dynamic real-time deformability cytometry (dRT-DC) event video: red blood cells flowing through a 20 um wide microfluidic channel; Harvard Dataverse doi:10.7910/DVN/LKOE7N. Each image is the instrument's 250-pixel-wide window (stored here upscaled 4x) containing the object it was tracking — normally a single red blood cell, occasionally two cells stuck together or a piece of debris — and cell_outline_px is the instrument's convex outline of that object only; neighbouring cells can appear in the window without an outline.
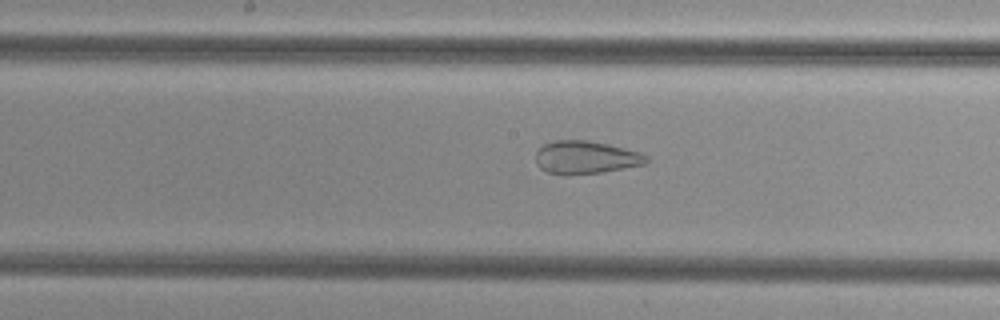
{"species": "common noctule bat (a hibernating species)", "species_latin": "Nyctalus noctula", "temperature_condition": "cold", "stored_images_in_passage": 51, "camera_frame_rate_fps": 3000, "um_per_image_px": 0.085, "animal": {"sex": "female", "body_mass_g": 29.2, "forearm_length_mm": 56.3}, "frame": {"image": 1, "passage_image": 26, "time_ms": 8.333, "image_size_px": [1000, 320], "cell_outline_px": [[648, 160], [644, 164], [600, 172], [568, 176], [564, 176], [548, 172], [540, 168], [536, 164], [536, 152], [544, 144], [556, 140], [588, 140], [608, 144], [640, 152], [648, 156]], "centroid_in_image_um": [49.75, 13.38], "position_along_channel_um": 198.4, "area_um2": 21.27}}
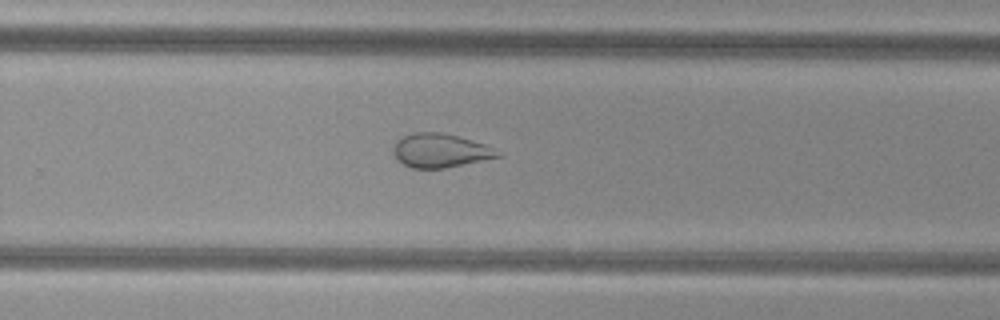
{"frame": {"image": 2, "passage_image": 33, "time_ms": 10.667, "image_size_px": [1000, 320], "cell_outline_px": [[504, 152], [500, 156], [444, 168], [412, 168], [400, 164], [396, 160], [392, 152], [392, 148], [396, 140], [412, 132], [440, 132], [456, 136], [484, 144]], "centroid_in_image_um": [37.36, 12.8], "position_along_channel_um": 292.4, "area_um2": 20.63}}
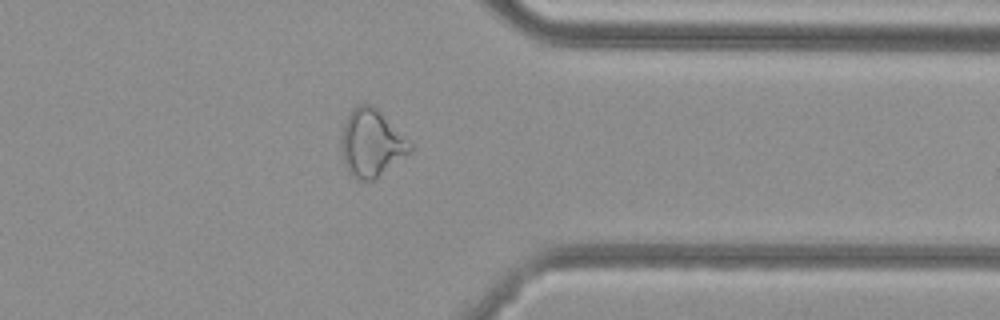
{"frame": {"image": 3, "passage_image": 40, "time_ms": 13.0, "image_size_px": [1000, 320], "cell_outline_px": [[412, 148], [408, 152], [372, 180], [356, 180], [348, 172], [344, 164], [340, 152], [340, 132], [352, 108], [356, 104], [372, 104], [412, 144]], "centroid_in_image_um": [31.48, 12.15], "position_along_channel_um": 379.9, "area_um2": 26.59}}